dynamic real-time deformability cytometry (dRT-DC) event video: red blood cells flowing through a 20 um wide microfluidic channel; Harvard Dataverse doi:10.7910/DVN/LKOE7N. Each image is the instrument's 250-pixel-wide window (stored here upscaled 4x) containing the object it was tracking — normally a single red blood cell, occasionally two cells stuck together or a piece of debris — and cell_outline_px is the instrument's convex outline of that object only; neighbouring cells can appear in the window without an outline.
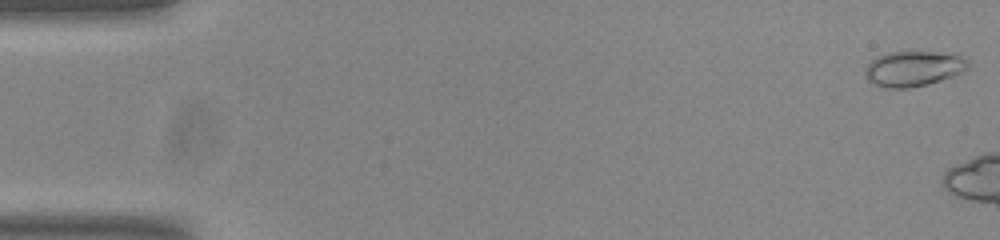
{"species": "common noctule bat (a hibernating species)", "species_latin": "Nyctalus noctula", "temperature_condition": "room temperature", "stored_images_in_passage": 5, "camera_frame_rate_fps": 3000, "um_per_image_px": 0.085, "animal": {"sex": "male", "body_mass_g": 20.0, "forearm_length_mm": 53.3}, "frame": {"image": 1, "passage_image": 1, "time_ms": 0.0, "image_size_px": [1000, 240], "cell_outline_px": [[968, 68], [952, 76], [928, 84], [912, 88], [888, 88], [876, 84], [868, 80], [864, 76], [864, 72], [868, 64], [876, 56], [888, 52], [956, 52], [968, 60]], "centroid_in_image_um": [77.66, 5.82], "position_along_channel_um": 7.3, "area_um2": 21.33}}